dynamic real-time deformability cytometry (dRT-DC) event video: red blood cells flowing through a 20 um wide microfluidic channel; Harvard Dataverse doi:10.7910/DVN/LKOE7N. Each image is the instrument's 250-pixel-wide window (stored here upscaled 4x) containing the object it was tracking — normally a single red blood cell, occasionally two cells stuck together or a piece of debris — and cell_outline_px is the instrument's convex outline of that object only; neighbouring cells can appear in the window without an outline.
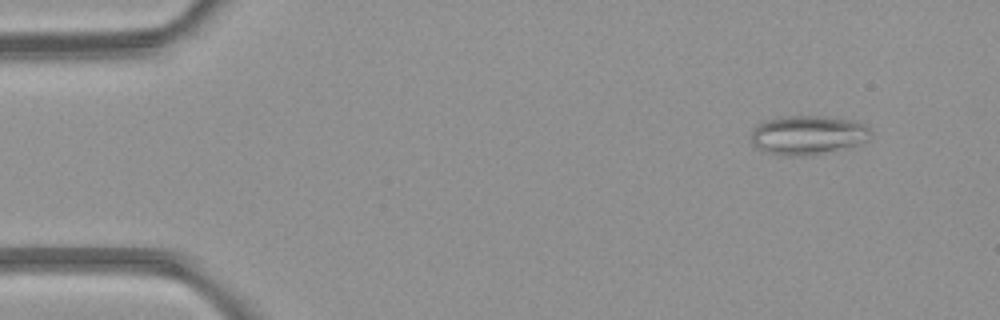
{"species": "common noctule bat (a hibernating species)", "species_latin": "Nyctalus noctula", "temperature_condition": "room temperature", "stored_images_in_passage": 7, "camera_frame_rate_fps": 3000, "um_per_image_px": 0.085, "animal": {"sex": "female", "body_mass_g": 21.9}, "frame": {"image": 1, "passage_image": 2, "time_ms": 1.0, "image_size_px": [1000, 320], "cell_outline_px": [[872, 132], [868, 140], [860, 144], [808, 156], [776, 156], [764, 152], [756, 148], [752, 144], [752, 128], [756, 124], [764, 120], [780, 116], [824, 116], [856, 120], [864, 124]], "centroid_in_image_um": [68.63, 11.48], "position_along_channel_um": 16.4, "area_um2": 27.86}}
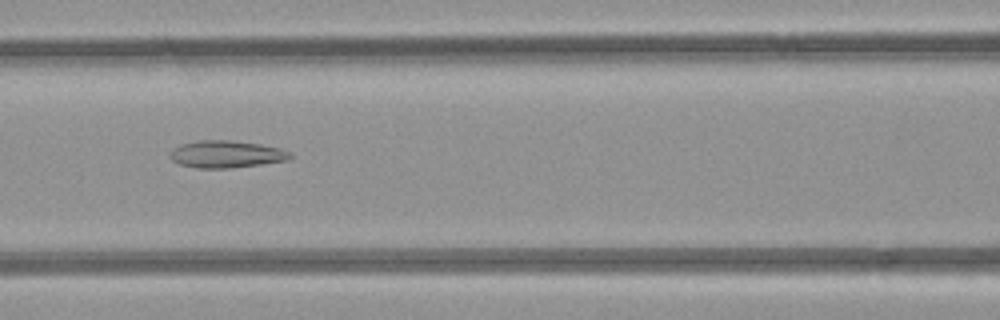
{"frame": {"image": 2, "passage_image": 7, "time_ms": 6.667, "image_size_px": [1000, 320], "cell_outline_px": [[292, 156], [288, 160], [260, 164], [228, 168], [196, 168], [180, 164], [172, 160], [168, 156], [168, 152], [172, 148], [180, 144], [200, 140], [228, 140], [260, 144], [280, 148], [292, 152]], "centroid_in_image_um": [19.2, 13.1], "position_along_channel_um": 147.4, "area_um2": 19.13}}